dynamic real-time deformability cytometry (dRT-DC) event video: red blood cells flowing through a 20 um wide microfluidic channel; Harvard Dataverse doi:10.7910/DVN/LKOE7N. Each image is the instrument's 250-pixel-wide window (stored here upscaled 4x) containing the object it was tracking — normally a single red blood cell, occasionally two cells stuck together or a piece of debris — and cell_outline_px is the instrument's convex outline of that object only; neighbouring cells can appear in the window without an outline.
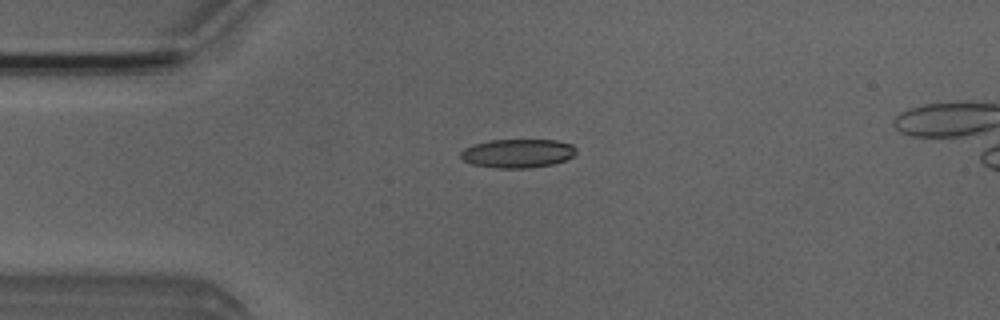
{"species": "Egyptian fruit bat (a non-hibernating species)", "species_latin": "Rousettus aegyptiacus", "temperature_condition": "room temperature", "stored_images_in_passage": 5, "camera_frame_rate_fps": 3000, "um_per_image_px": 0.085, "animal": {"sex": "male"}, "frame": {"image": 1, "passage_image": 2, "time_ms": 1.333, "image_size_px": [1000, 320], "cell_outline_px": [[576, 152], [572, 156], [564, 160], [552, 164], [528, 168], [496, 168], [472, 164], [464, 160], [460, 156], [460, 152], [464, 148], [472, 144], [488, 140], [556, 140], [572, 144], [576, 148]], "centroid_in_image_um": [43.97, 13.03], "position_along_channel_um": 41.0, "area_um2": 19.36}}